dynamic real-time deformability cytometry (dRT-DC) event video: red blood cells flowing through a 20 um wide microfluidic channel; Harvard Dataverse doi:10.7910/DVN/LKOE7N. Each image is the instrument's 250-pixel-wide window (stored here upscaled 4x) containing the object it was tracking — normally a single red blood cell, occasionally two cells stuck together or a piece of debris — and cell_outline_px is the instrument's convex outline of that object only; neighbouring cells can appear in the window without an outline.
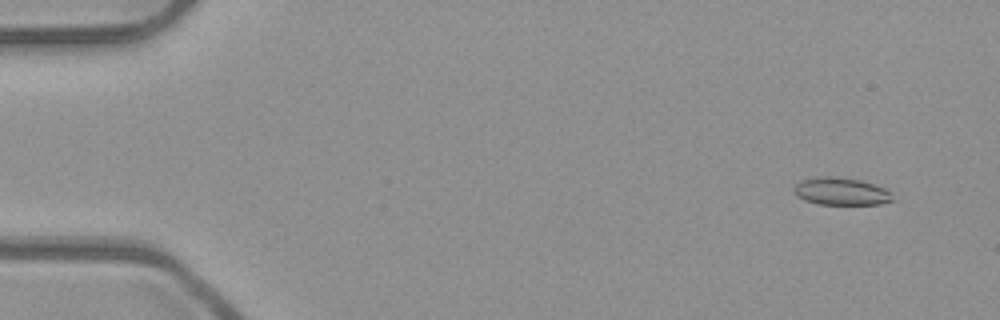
{"species": "common noctule bat (a hibernating species)", "species_latin": "Nyctalus noctula", "temperature_condition": "room temperature", "stored_images_in_passage": 53, "camera_frame_rate_fps": 3000, "um_per_image_px": 0.085, "animal": {"sex": "male", "body_mass_g": 23.1, "forearm_length_mm": 52.7}, "frame": {"image": 1, "passage_image": 4, "time_ms": 1.0, "image_size_px": [1000, 320], "cell_outline_px": [[892, 200], [880, 204], [820, 204], [804, 200], [796, 196], [792, 188], [800, 180], [820, 176], [832, 176], [860, 180], [884, 188], [892, 192]], "centroid_in_image_um": [71.45, 16.26], "position_along_channel_um": 13.6, "area_um2": 15.78}}
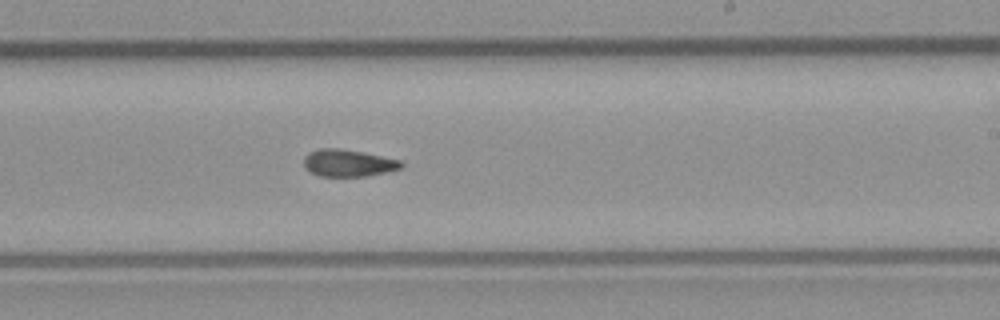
{"frame": {"image": 2, "passage_image": 32, "time_ms": 10.333, "image_size_px": [1000, 320], "cell_outline_px": [[404, 164], [400, 168], [368, 176], [320, 176], [304, 168], [304, 156], [308, 152], [320, 148], [340, 148], [400, 160]], "centroid_in_image_um": [29.55, 13.85], "position_along_channel_um": 259.5, "area_um2": 15.2}}
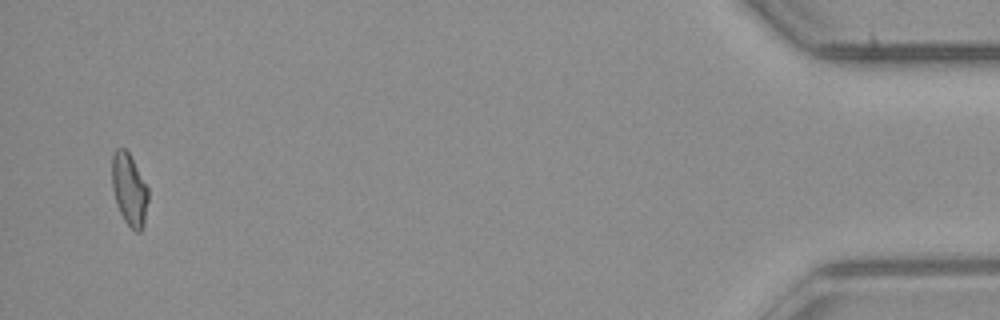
{"frame": {"image": 3, "passage_image": 51, "time_ms": 16.667, "image_size_px": [1000, 320], "cell_outline_px": [[148, 200], [144, 224], [140, 232], [136, 232], [124, 220], [120, 212], [112, 188], [112, 156], [116, 148], [124, 148], [128, 152], [148, 188]], "centroid_in_image_um": [10.99, 16.11], "position_along_channel_um": 424.2, "area_um2": 14.97}, "authors_computed_cell_mechanics": {"area_um2": 15.6638, "velocity_mm_per_s": 3.988, "shape_relaxation_time_tau1_ms": null, "shape_relaxation_time_tau2_ms": 3.6008, "deformation_change_tau1": null, "deformation_change_tau2": 0.0809}}